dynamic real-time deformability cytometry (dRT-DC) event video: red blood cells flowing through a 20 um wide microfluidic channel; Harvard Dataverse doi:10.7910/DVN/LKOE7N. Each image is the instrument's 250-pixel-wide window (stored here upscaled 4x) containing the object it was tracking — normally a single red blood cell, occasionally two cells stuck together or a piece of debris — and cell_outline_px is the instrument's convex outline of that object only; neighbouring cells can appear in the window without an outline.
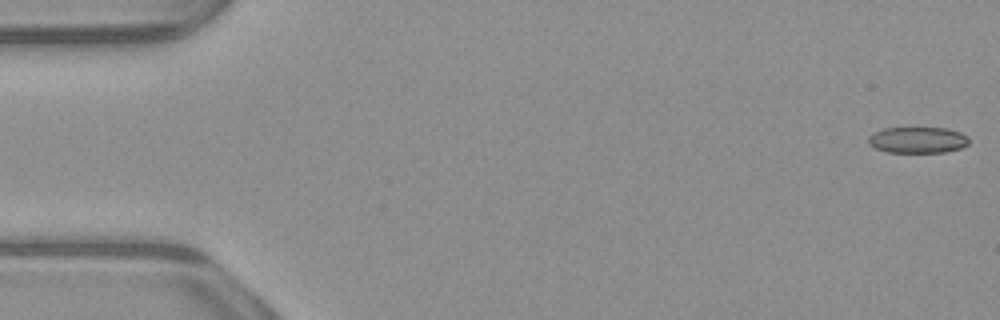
{"species": "common noctule bat (a hibernating species)", "species_latin": "Nyctalus noctula", "temperature_condition": "warm", "stored_images_in_passage": 53, "camera_frame_rate_fps": 3000, "um_per_image_px": 0.085, "animal": {"sex": "male", "body_mass_g": 23.1, "forearm_length_mm": 52.7}, "frame": {"image": 1, "passage_image": 1, "time_ms": 0.0, "image_size_px": [1000, 320], "cell_outline_px": [[968, 144], [960, 148], [944, 152], [888, 152], [876, 148], [868, 144], [868, 136], [872, 132], [884, 128], [912, 124], [944, 128], [960, 132], [968, 136]], "centroid_in_image_um": [77.95, 11.83], "position_along_channel_um": 7.0, "area_um2": 16.18}}
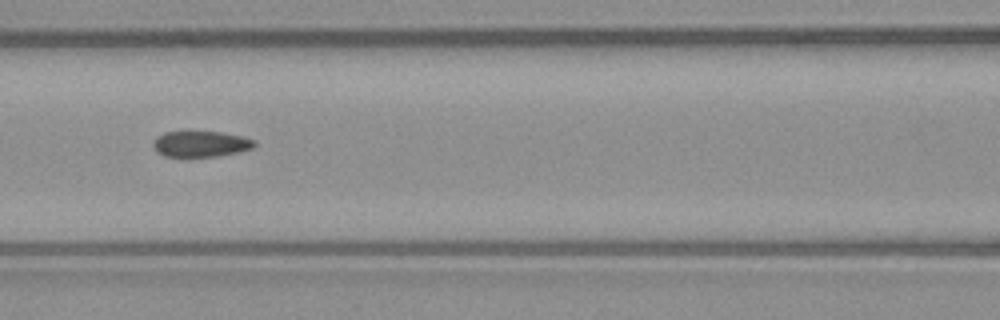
{"frame": {"image": 2, "passage_image": 23, "time_ms": 7.333, "image_size_px": [1000, 320], "cell_outline_px": [[256, 144], [252, 148], [236, 152], [216, 156], [164, 156], [156, 152], [152, 144], [156, 136], [164, 132], [224, 132], [244, 136], [256, 140]], "centroid_in_image_um": [17.06, 12.22], "position_along_channel_um": 149.5, "area_um2": 15.26}}
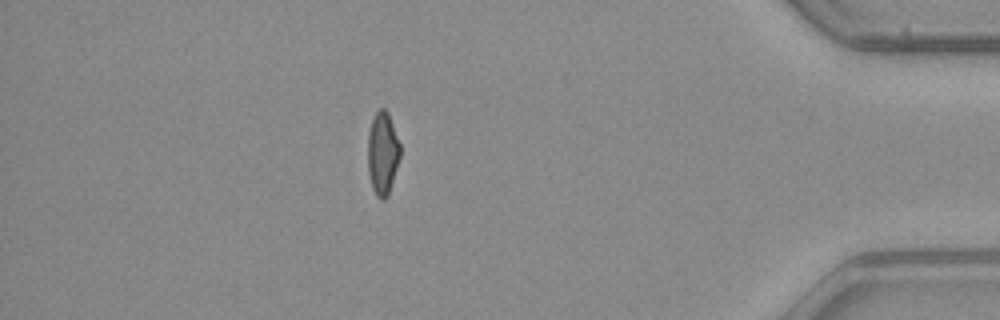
{"frame": {"image": 3, "passage_image": 46, "time_ms": 15.0, "image_size_px": [1000, 320], "cell_outline_px": [[400, 156], [388, 196], [384, 200], [380, 200], [376, 196], [372, 188], [368, 172], [368, 132], [372, 120], [376, 112], [380, 108], [384, 108], [388, 112], [400, 144]], "centroid_in_image_um": [32.51, 13.05], "position_along_channel_um": 402.7, "area_um2": 15.66}, "authors_computed_cell_mechanics": {"area_um2": 16.2996, "velocity_mm_per_s": 3.9345, "shape_relaxation_time_tau1_ms": null, "shape_relaxation_time_tau2_ms": 1.9238, "deformation_change_tau1": null, "deformation_change_tau2": 0.0634}}